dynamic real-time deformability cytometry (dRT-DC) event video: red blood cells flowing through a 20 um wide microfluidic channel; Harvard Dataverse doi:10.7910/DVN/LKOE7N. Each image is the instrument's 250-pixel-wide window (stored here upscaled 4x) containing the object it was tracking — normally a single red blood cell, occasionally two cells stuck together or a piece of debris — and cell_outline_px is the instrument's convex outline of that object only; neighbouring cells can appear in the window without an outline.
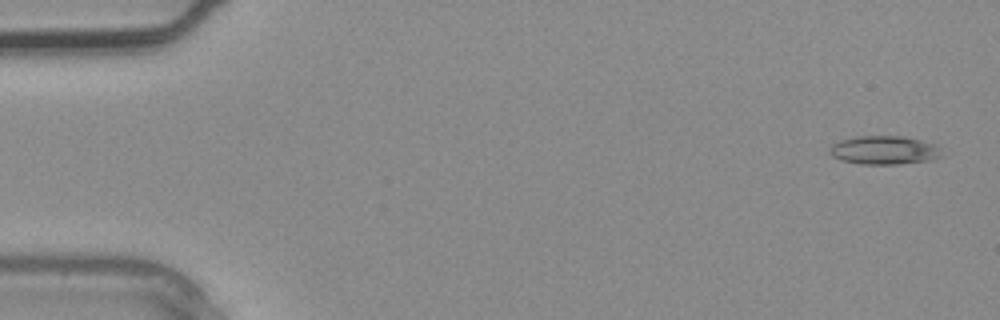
{"species": "common noctule bat (a hibernating species)", "species_latin": "Nyctalus noctula", "temperature_condition": "warm", "stored_images_in_passage": 3, "camera_frame_rate_fps": 3000, "um_per_image_px": 0.085, "animal": {"sex": "male", "body_mass_g": 20.4}, "frame": {"image": 1, "passage_image": 1, "time_ms": 0.0, "image_size_px": [1000, 320], "cell_outline_px": [[944, 156], [928, 160], [900, 164], [860, 164], [840, 160], [832, 156], [828, 152], [828, 148], [832, 144], [840, 140], [856, 136], [904, 136], [936, 144]], "centroid_in_image_um": [75.13, 12.76], "position_along_channel_um": 9.9, "area_um2": 18.84}}